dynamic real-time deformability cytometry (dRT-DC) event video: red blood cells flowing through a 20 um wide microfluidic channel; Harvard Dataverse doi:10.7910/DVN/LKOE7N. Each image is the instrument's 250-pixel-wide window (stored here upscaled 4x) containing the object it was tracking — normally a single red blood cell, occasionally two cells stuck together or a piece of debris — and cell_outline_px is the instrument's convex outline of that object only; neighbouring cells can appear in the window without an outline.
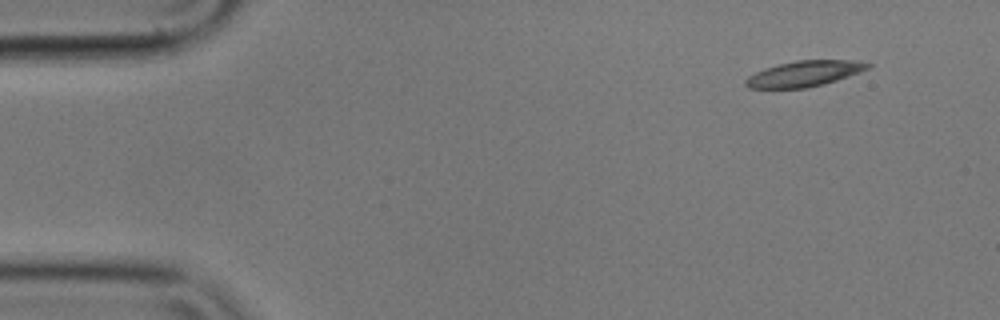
{"species": "common noctule bat (a hibernating species)", "species_latin": "Nyctalus noctula", "temperature_condition": "cold", "stored_images_in_passage": 4, "camera_frame_rate_fps": 3000, "um_per_image_px": 0.085, "animal": {"sex": "male", "body_mass_g": 17.9}, "frame": {"image": 1, "passage_image": 1, "time_ms": 0.0, "image_size_px": [1000, 320], "cell_outline_px": [[872, 64], [868, 68], [848, 76], [824, 84], [804, 88], [748, 88], [744, 84], [744, 80], [748, 76], [764, 68], [776, 64], [796, 60], [848, 60]], "centroid_in_image_um": [68.29, 6.26], "position_along_channel_um": 16.7, "area_um2": 18.15}}
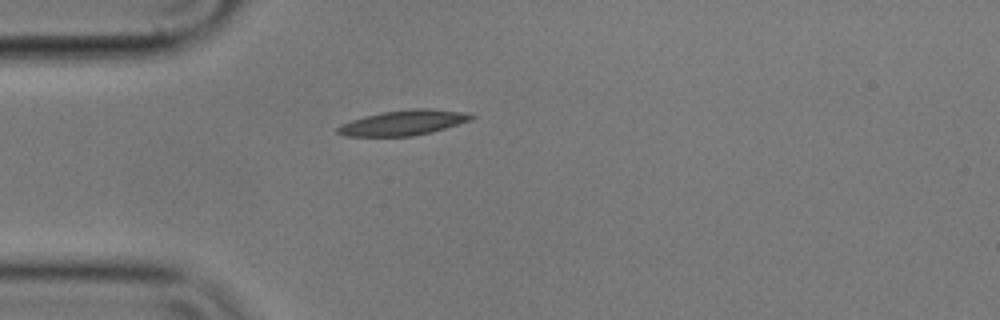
{"frame": {"image": 2, "passage_image": 4, "time_ms": 1.0, "image_size_px": [1000, 320], "cell_outline_px": [[476, 116], [468, 120], [432, 132], [412, 136], [344, 136], [336, 132], [336, 128], [352, 120], [364, 116], [384, 112], [420, 108], [428, 108], [464, 112]], "centroid_in_image_um": [34.26, 10.44], "position_along_channel_um": 50.7, "area_um2": 19.13}}